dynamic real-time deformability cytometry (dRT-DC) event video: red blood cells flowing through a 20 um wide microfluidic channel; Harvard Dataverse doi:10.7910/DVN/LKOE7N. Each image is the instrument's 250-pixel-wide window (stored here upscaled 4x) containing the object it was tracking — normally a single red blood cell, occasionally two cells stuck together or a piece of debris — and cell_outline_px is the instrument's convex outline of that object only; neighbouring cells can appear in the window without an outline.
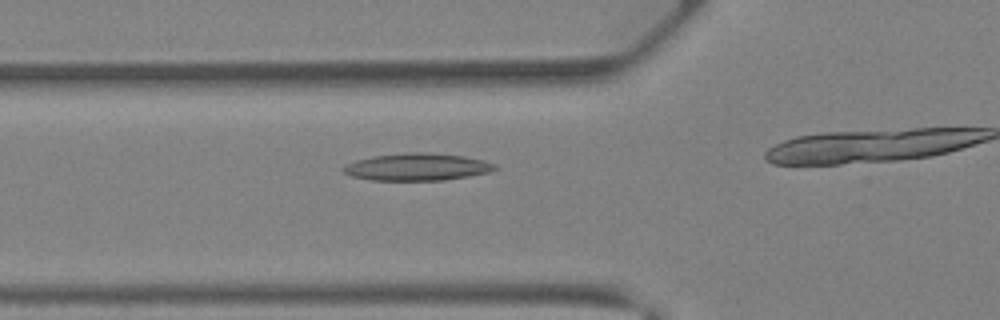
{"species": "Egyptian fruit bat (a non-hibernating species)", "species_latin": "Rousettus aegyptiacus", "temperature_condition": "warm", "stored_images_in_passage": 6, "camera_frame_rate_fps": 3000, "um_per_image_px": 0.085, "animal": {"sex": "female"}, "frame": {"image": 1, "passage_image": 3, "time_ms": 0.667, "image_size_px": [1000, 320], "cell_outline_px": [[496, 168], [488, 172], [468, 176], [444, 180], [372, 180], [352, 176], [344, 172], [340, 168], [356, 160], [372, 156], [412, 152], [424, 152], [464, 156], [484, 160], [496, 164]], "centroid_in_image_um": [35.45, 14.19], "position_along_channel_um": 90.4, "area_um2": 23.87}}
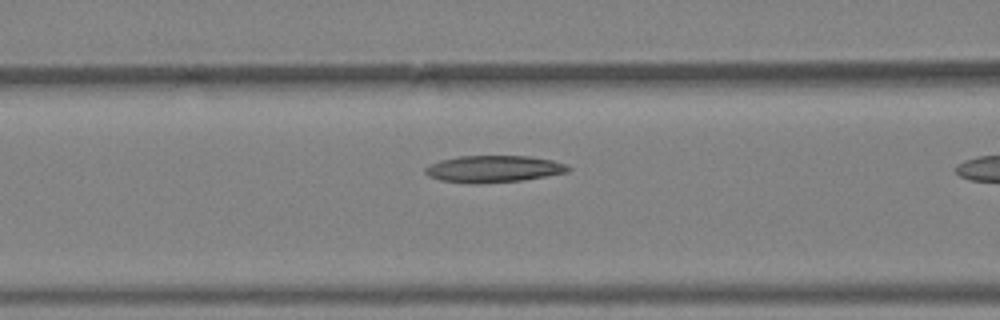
{"frame": {"image": 2, "passage_image": 5, "time_ms": 1.333, "image_size_px": [1000, 320], "cell_outline_px": [[572, 168], [568, 172], [524, 180], [480, 184], [472, 184], [440, 180], [428, 176], [424, 172], [424, 168], [428, 164], [440, 160], [460, 156], [528, 156], [552, 160], [568, 164]], "centroid_in_image_um": [41.95, 14.36], "position_along_channel_um": 124.7, "area_um2": 22.66}}